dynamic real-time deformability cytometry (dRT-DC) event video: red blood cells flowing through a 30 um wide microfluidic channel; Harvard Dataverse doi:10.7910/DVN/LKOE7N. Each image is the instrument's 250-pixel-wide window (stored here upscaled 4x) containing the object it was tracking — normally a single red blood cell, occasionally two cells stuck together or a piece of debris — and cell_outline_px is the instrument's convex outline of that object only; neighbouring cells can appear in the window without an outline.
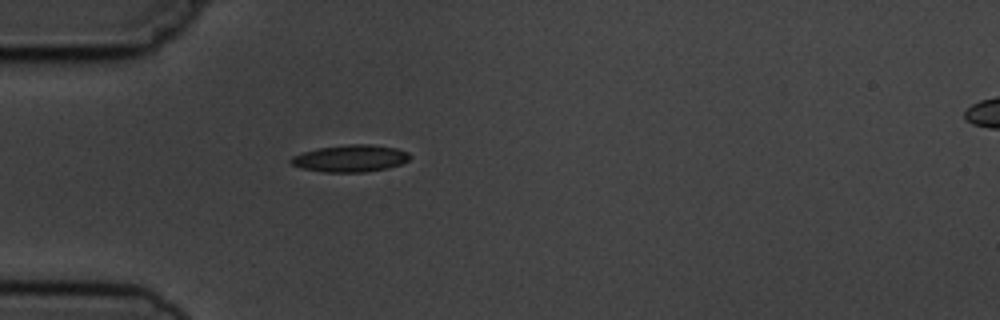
{"species": "common noctule bat (a hibernating species)", "species_latin": "Nyctalus noctula", "temperature_condition": "cold", "stored_images_in_passage": 5, "camera_frame_rate_fps": 3000, "um_per_image_px": 0.085, "animal": {"sex": "male", "body_mass_g": 19.5, "forearm_length_mm": 54.6}, "frame": {"image": 1, "passage_image": 5, "time_ms": 4.667, "image_size_px": [1000, 320], "cell_outline_px": [[412, 156], [408, 160], [400, 164], [388, 168], [364, 172], [324, 172], [300, 168], [292, 164], [288, 160], [292, 156], [300, 152], [320, 148], [348, 144], [372, 144], [396, 148], [408, 152]], "centroid_in_image_um": [29.76, 13.46], "position_along_channel_um": 55.2, "area_um2": 18.84}}